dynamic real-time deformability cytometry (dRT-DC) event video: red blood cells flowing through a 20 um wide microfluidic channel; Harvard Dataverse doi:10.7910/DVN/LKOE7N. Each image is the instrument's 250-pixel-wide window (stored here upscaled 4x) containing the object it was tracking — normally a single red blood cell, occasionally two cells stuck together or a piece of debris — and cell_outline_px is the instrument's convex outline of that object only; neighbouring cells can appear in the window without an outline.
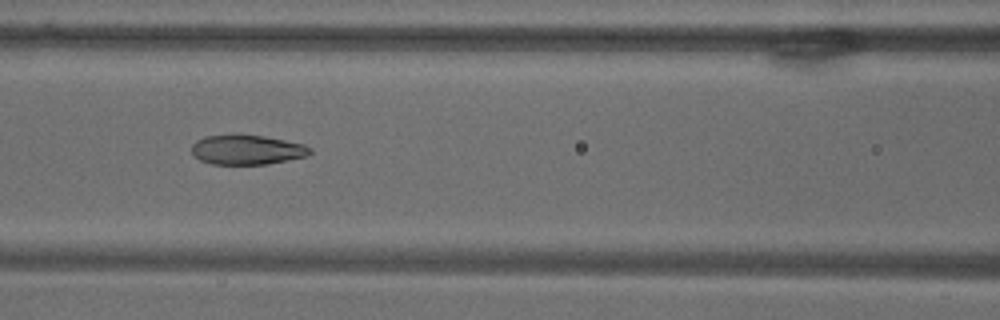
{"species": "common noctule bat (a hibernating species)", "species_latin": "Nyctalus noctula", "temperature_condition": "warm", "stored_images_in_passage": 9, "camera_frame_rate_fps": 3000, "um_per_image_px": 0.085, "animal": {"sex": "male", "body_mass_g": 18.8}, "frame": {"image": 1, "passage_image": 9, "time_ms": 10.333, "image_size_px": [1000, 320], "cell_outline_px": [[312, 152], [308, 156], [268, 164], [212, 164], [200, 160], [192, 156], [192, 144], [196, 140], [204, 136], [264, 136], [304, 144], [312, 148]], "centroid_in_image_um": [21.0, 12.75], "position_along_channel_um": 145.6, "area_um2": 20.29}}